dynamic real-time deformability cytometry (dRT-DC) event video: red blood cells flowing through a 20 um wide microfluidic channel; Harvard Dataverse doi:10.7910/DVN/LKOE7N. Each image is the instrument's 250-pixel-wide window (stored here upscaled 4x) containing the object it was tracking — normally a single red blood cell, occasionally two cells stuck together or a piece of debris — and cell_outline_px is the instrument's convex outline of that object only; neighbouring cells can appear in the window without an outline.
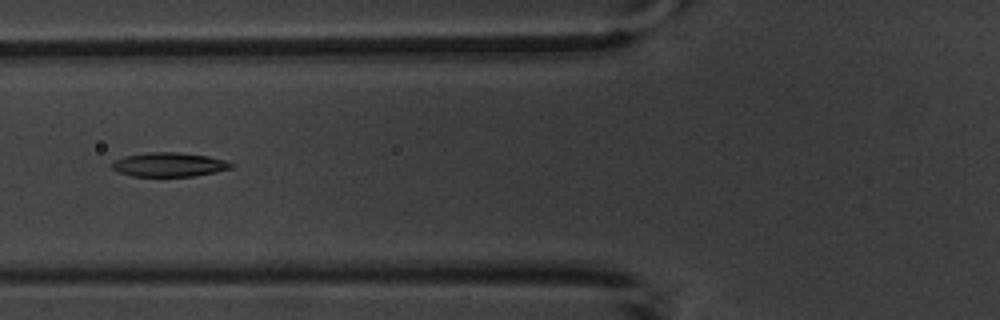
{"species": "common noctule bat (a hibernating species)", "species_latin": "Nyctalus noctula", "temperature_condition": "warm", "stored_images_in_passage": 3, "camera_frame_rate_fps": 3000, "um_per_image_px": 0.085, "animal": {"sex": "male", "body_mass_g": 20.1, "forearm_length_mm": 53.5}, "frame": {"image": 1, "passage_image": 3, "time_ms": 2.333, "image_size_px": [1000, 320], "cell_outline_px": [[232, 168], [216, 172], [192, 176], [132, 176], [120, 172], [112, 168], [112, 160], [124, 156], [148, 152], [176, 152], [208, 156], [224, 160], [232, 164]], "centroid_in_image_um": [14.34, 13.98], "position_along_channel_um": 111.5, "area_um2": 16.65}}